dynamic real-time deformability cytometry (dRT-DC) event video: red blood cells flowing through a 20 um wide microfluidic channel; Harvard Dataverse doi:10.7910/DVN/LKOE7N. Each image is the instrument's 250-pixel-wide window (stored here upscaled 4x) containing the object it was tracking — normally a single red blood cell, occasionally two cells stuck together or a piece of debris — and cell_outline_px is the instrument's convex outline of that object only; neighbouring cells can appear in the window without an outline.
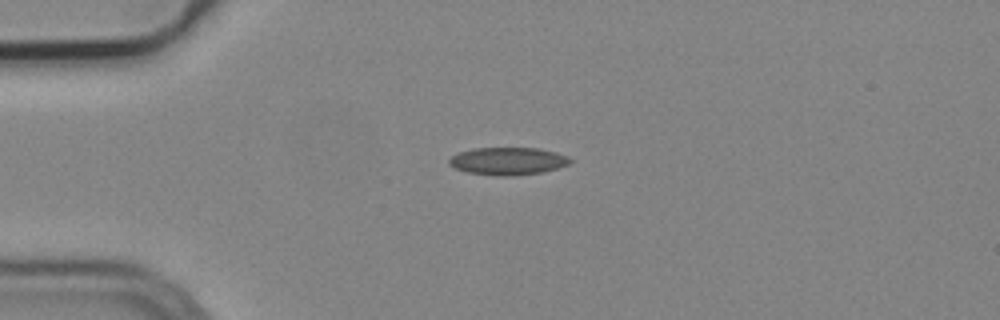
{"species": "common noctule bat (a hibernating species)", "species_latin": "Nyctalus noctula", "temperature_condition": "cold", "stored_images_in_passage": 42, "camera_frame_rate_fps": 3000, "um_per_image_px": 0.085, "animal": {"sex": "male", "body_mass_g": 19.2, "forearm_length_mm": 51.8}, "frame": {"image": 1, "passage_image": 1, "time_ms": 0.0, "image_size_px": [1000, 320], "cell_outline_px": [[572, 160], [568, 164], [544, 172], [512, 176], [496, 176], [468, 172], [456, 168], [448, 164], [448, 160], [452, 156], [460, 152], [472, 148], [540, 148], [556, 152], [568, 156]], "centroid_in_image_um": [43.18, 13.69], "position_along_channel_um": 41.8, "area_um2": 19.48}}
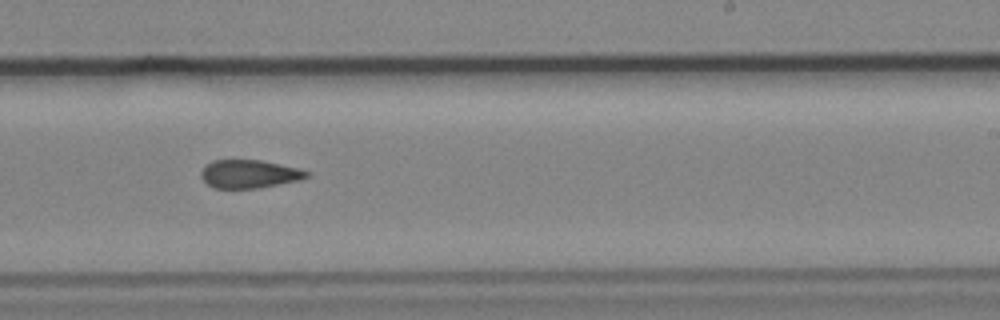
{"frame": {"image": 2, "passage_image": 21, "time_ms": 6.667, "image_size_px": [1000, 320], "cell_outline_px": [[308, 176], [300, 180], [260, 188], [212, 188], [200, 176], [200, 172], [204, 164], [212, 160], [260, 160], [300, 168], [308, 172]], "centroid_in_image_um": [21.15, 14.78], "position_along_channel_um": 267.8, "area_um2": 17.51}}
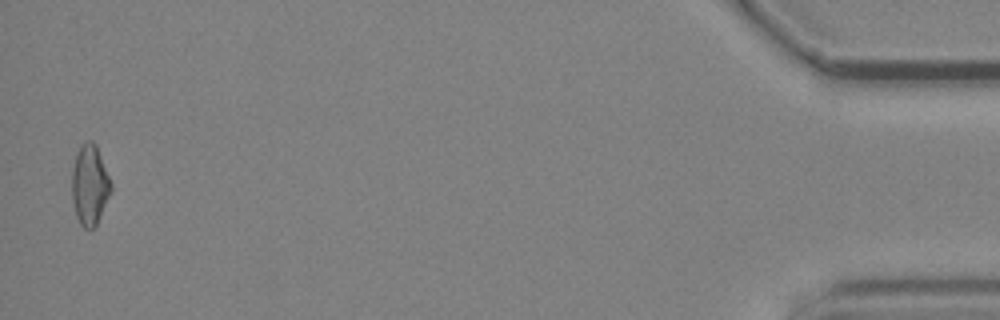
{"frame": {"image": 3, "passage_image": 41, "time_ms": 13.333, "image_size_px": [1000, 320], "cell_outline_px": [[112, 192], [96, 224], [92, 228], [84, 228], [80, 224], [76, 216], [72, 200], [72, 172], [76, 152], [80, 144], [88, 140], [92, 140], [96, 144], [112, 184]], "centroid_in_image_um": [7.63, 15.69], "position_along_channel_um": 427.6, "area_um2": 18.38}, "authors_computed_cell_mechanics": {"area_um2": 18.2648, "velocity_mm_per_s": 3.7808, "shape_relaxation_time_tau1_ms": null, "shape_relaxation_time_tau2_ms": 3.1637, "deformation_change_tau1": null, "deformation_change_tau2": 0.1148}}